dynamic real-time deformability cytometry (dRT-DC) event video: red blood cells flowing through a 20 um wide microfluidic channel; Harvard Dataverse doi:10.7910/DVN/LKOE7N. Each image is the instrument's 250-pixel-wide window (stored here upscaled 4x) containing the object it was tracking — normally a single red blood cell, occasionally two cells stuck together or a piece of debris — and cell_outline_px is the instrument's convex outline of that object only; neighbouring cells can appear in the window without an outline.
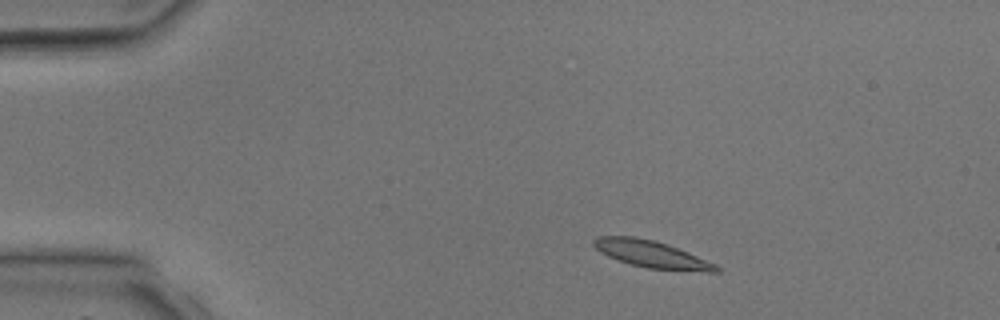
{"species": "common noctule bat (a hibernating species)", "species_latin": "Nyctalus noctula", "temperature_condition": "room temperature", "stored_images_in_passage": 3, "camera_frame_rate_fps": 3000, "um_per_image_px": 0.085, "animal": {"sex": "male", "body_mass_g": 17.9, "forearm_length_mm": 54.2}, "frame": {"image": 1, "passage_image": 2, "time_ms": 1.333, "image_size_px": [1000, 320], "cell_outline_px": [[720, 272], [708, 272], [648, 268], [616, 260], [600, 252], [592, 244], [592, 240], [596, 236], [632, 236], [652, 240], [688, 252], [716, 264], [720, 268]], "centroid_in_image_um": [55.36, 21.61], "position_along_channel_um": 29.6, "area_um2": 19.07}}